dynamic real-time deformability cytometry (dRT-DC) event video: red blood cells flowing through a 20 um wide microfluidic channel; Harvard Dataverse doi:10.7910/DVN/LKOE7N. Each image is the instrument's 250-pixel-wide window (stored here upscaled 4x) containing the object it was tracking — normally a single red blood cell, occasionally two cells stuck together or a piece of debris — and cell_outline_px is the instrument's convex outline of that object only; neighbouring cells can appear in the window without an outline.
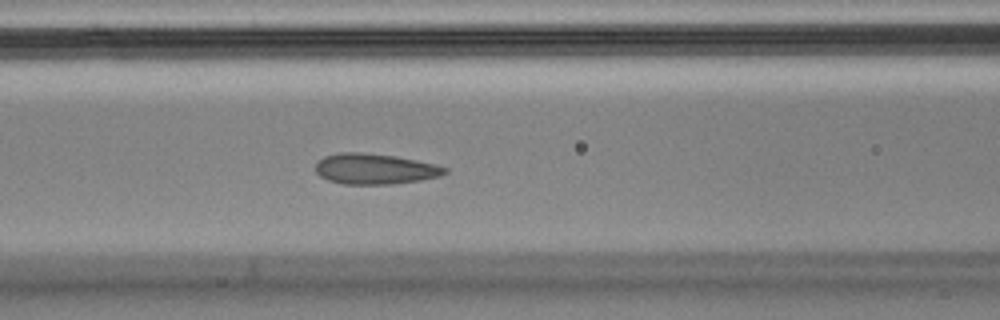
{"species": "Egyptian fruit bat (a non-hibernating species)", "species_latin": "Rousettus aegyptiacus", "temperature_condition": "cold", "stored_images_in_passage": 55, "camera_frame_rate_fps": 3000, "um_per_image_px": 0.085, "animal": {"sex": "male"}, "frame": {"image": 1, "passage_image": 22, "time_ms": 7.0, "image_size_px": [1000, 320], "cell_outline_px": [[448, 172], [440, 176], [420, 180], [396, 184], [344, 184], [328, 180], [320, 176], [316, 172], [316, 164], [324, 156], [340, 152], [360, 152], [396, 156], [436, 164], [448, 168]], "centroid_in_image_um": [31.89, 14.36], "position_along_channel_um": 134.7, "area_um2": 23.12}}
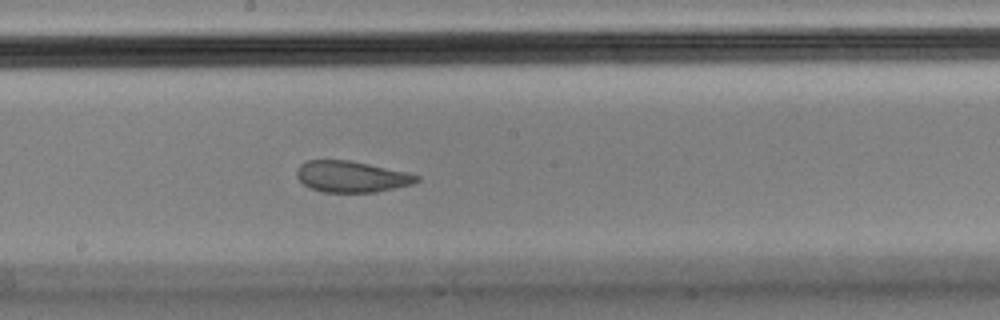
{"frame": {"image": 2, "passage_image": 29, "time_ms": 9.333, "image_size_px": [1000, 320], "cell_outline_px": [[420, 180], [412, 184], [376, 192], [324, 192], [312, 188], [304, 184], [296, 176], [296, 168], [300, 164], [308, 160], [348, 160], [408, 172], [420, 176]], "centroid_in_image_um": [29.88, 15.01], "position_along_channel_um": 218.3, "area_um2": 21.73}}
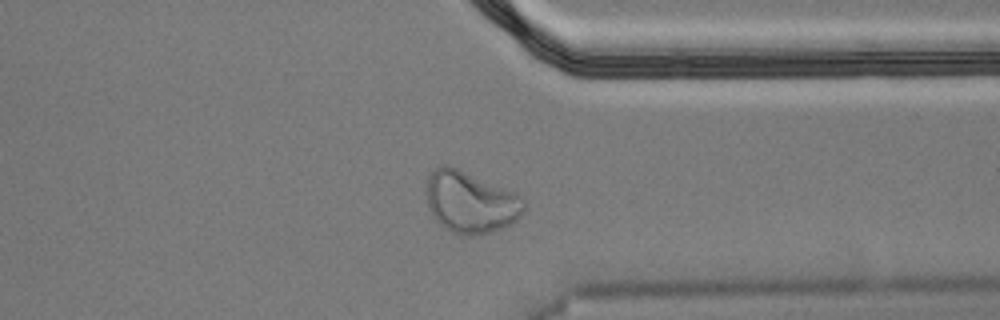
{"frame": {"image": 3, "passage_image": 42, "time_ms": 13.667, "image_size_px": [1000, 320], "cell_outline_px": [[524, 208], [520, 216], [512, 224], [488, 232], [472, 236], [452, 232], [440, 224], [432, 216], [428, 208], [424, 192], [428, 176], [436, 168], [444, 164], [448, 164], [516, 192], [524, 200]], "centroid_in_image_um": [39.95, 17.16], "position_along_channel_um": 371.4, "area_um2": 35.26}}